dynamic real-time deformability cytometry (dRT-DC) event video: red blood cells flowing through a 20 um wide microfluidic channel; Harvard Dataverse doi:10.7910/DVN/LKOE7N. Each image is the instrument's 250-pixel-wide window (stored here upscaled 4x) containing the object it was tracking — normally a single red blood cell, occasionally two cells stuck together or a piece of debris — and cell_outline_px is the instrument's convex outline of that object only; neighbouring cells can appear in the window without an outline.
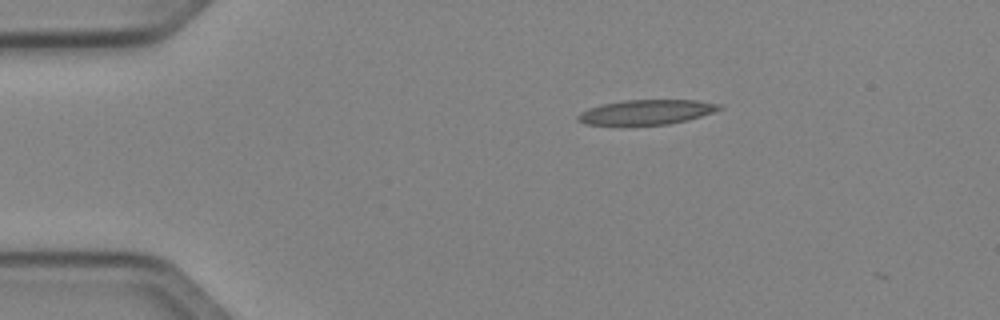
{"species": "Egyptian fruit bat (a non-hibernating species)", "species_latin": "Rousettus aegyptiacus", "temperature_condition": "cold", "stored_images_in_passage": 4, "camera_frame_rate_fps": 3000, "um_per_image_px": 0.085, "animal": {"sex": "female"}, "frame": {"image": 1, "passage_image": 1, "time_ms": 0.0, "image_size_px": [1000, 320], "cell_outline_px": [[724, 108], [688, 120], [668, 124], [584, 124], [576, 120], [576, 116], [580, 112], [588, 108], [600, 104], [624, 100], [696, 100], [724, 104]], "centroid_in_image_um": [54.96, 9.51], "position_along_channel_um": 30.0, "area_um2": 20.4}}